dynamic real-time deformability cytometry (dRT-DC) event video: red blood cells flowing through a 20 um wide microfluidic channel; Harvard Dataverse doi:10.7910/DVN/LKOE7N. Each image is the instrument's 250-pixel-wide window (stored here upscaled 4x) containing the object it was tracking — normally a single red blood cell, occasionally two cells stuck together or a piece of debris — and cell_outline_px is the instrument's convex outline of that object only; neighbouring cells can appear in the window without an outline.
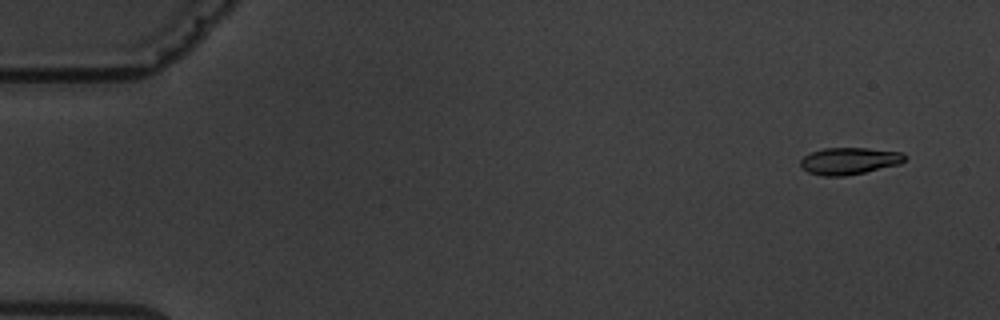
{"species": "common noctule bat (a hibernating species)", "species_latin": "Nyctalus noctula", "temperature_condition": "warm", "stored_images_in_passage": 5, "camera_frame_rate_fps": 3000, "um_per_image_px": 0.085, "animal": {"sex": "male", "body_mass_g": 19.5, "forearm_length_mm": 54.6}, "frame": {"image": 1, "passage_image": 1, "time_ms": 0.0, "image_size_px": [1000, 320], "cell_outline_px": [[904, 160], [900, 164], [864, 172], [844, 176], [824, 176], [808, 172], [800, 168], [800, 160], [804, 156], [812, 152], [824, 148], [868, 148], [900, 152], [904, 156]], "centroid_in_image_um": [72.13, 13.68], "position_along_channel_um": 12.9, "area_um2": 16.24}}
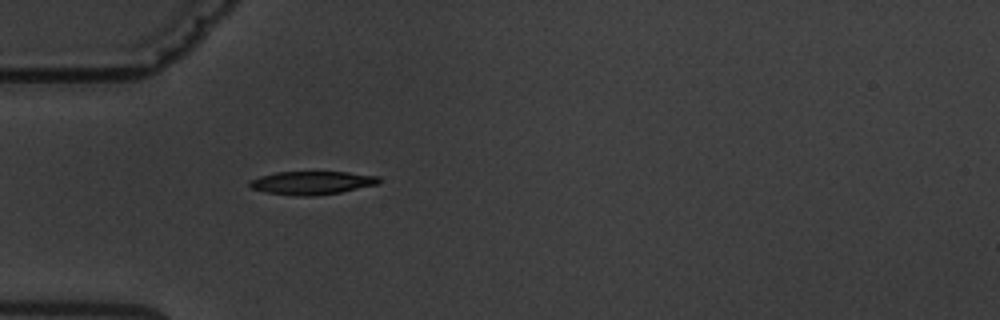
{"frame": {"image": 2, "passage_image": 5, "time_ms": 4.667, "image_size_px": [1000, 320], "cell_outline_px": [[380, 184], [340, 192], [312, 196], [296, 196], [268, 192], [252, 188], [248, 184], [252, 180], [260, 176], [276, 172], [348, 172], [380, 176]], "centroid_in_image_um": [26.57, 15.53], "position_along_channel_um": 58.4, "area_um2": 17.46}}